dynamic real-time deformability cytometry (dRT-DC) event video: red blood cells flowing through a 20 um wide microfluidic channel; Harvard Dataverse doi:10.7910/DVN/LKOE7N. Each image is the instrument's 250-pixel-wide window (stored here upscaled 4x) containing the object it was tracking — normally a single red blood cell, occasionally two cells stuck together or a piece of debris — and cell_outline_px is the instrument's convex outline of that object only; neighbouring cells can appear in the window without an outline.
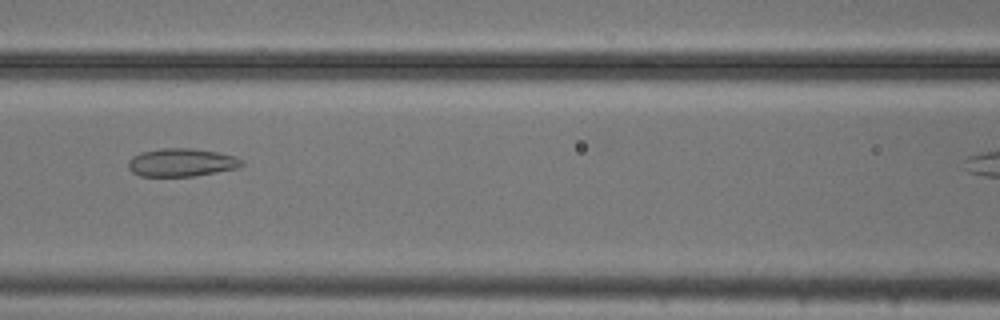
{"species": "common noctule bat (a hibernating species)", "species_latin": "Nyctalus noctula", "temperature_condition": "cold", "stored_images_in_passage": 41, "camera_frame_rate_fps": 3000, "um_per_image_px": 0.085, "animal": {"sex": "male", "body_mass_g": 20.5, "forearm_length_mm": 52.5}, "frame": {"image": 1, "passage_image": 18, "time_ms": 5.667, "image_size_px": [1000, 320], "cell_outline_px": [[244, 164], [240, 168], [196, 176], [140, 176], [132, 172], [128, 168], [128, 160], [132, 156], [140, 152], [160, 148], [192, 148], [216, 152], [232, 156], [244, 160]], "centroid_in_image_um": [15.42, 13.81], "position_along_channel_um": 151.2, "area_um2": 18.79}}
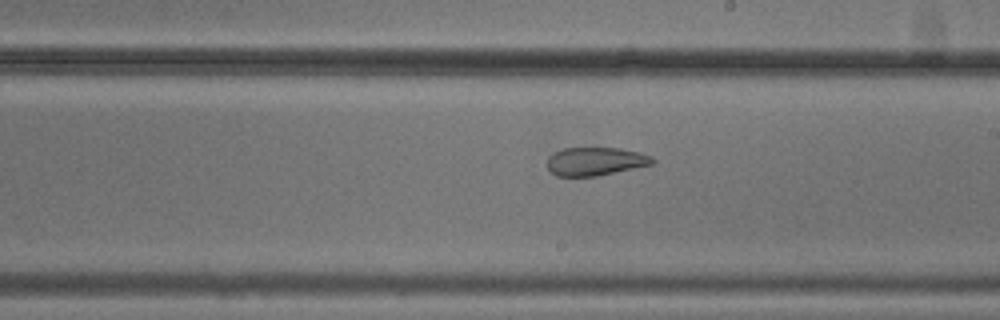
{"frame": {"image": 2, "passage_image": 25, "time_ms": 8.0, "image_size_px": [1000, 320], "cell_outline_px": [[656, 160], [652, 164], [596, 176], [556, 176], [548, 168], [548, 156], [564, 148], [620, 148], [640, 152], [652, 156]], "centroid_in_image_um": [50.63, 13.71], "position_along_channel_um": 238.4, "area_um2": 17.22}}
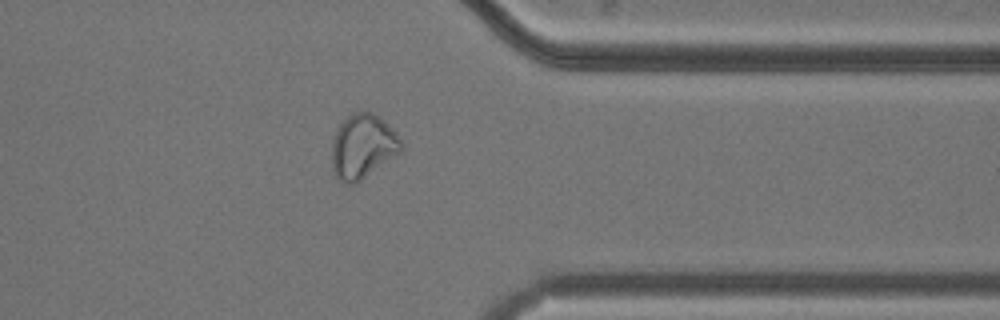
{"frame": {"image": 3, "passage_image": 37, "time_ms": 12.0, "image_size_px": [1000, 320], "cell_outline_px": [[404, 148], [400, 152], [356, 184], [344, 184], [336, 180], [332, 168], [332, 140], [340, 124], [352, 112], [372, 112], [388, 124], [404, 140]], "centroid_in_image_um": [30.84, 12.47], "position_along_channel_um": 380.6, "area_um2": 26.3}, "authors_computed_cell_mechanics": {"area_um2": 21.9062, "velocity_mm_per_s": 3.7489, "shape_relaxation_time_tau1_ms": null, "shape_relaxation_time_tau2_ms": 1.8689, "deformation_change_tau1": null, "deformation_change_tau2": 0.0838}}